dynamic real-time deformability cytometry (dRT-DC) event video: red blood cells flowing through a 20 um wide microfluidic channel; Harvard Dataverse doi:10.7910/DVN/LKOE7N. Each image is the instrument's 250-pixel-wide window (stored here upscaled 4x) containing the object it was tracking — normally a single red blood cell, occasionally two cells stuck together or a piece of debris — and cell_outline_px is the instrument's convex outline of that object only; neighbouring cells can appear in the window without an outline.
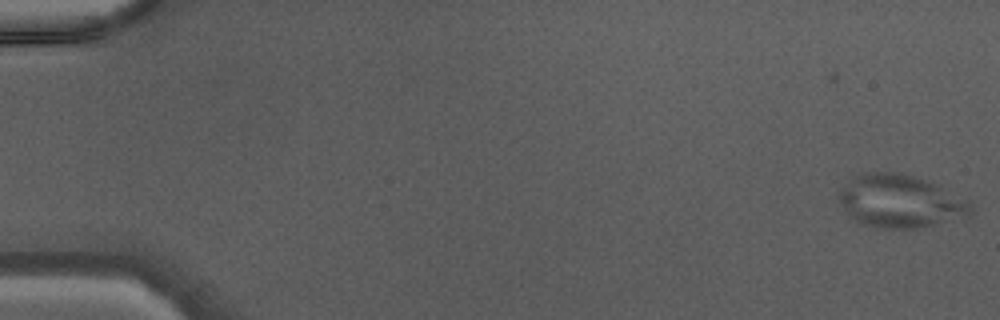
{"species": "Egyptian fruit bat (a non-hibernating species)", "species_latin": "Rousettus aegyptiacus", "temperature_condition": "warm", "stored_images_in_passage": 46, "camera_frame_rate_fps": 3000, "um_per_image_px": 0.085, "animal": {"sex": "male"}, "frame": {"image": 1, "passage_image": 1, "time_ms": 0.0, "image_size_px": [1000, 320], "cell_outline_px": [[972, 216], [916, 228], [880, 228], [864, 224], [848, 216], [840, 200], [840, 188], [856, 176], [864, 172], [896, 172], [932, 184], [964, 200], [972, 208]], "centroid_in_image_um": [76.46, 17.14], "position_along_channel_um": 8.5, "area_um2": 39.36}}
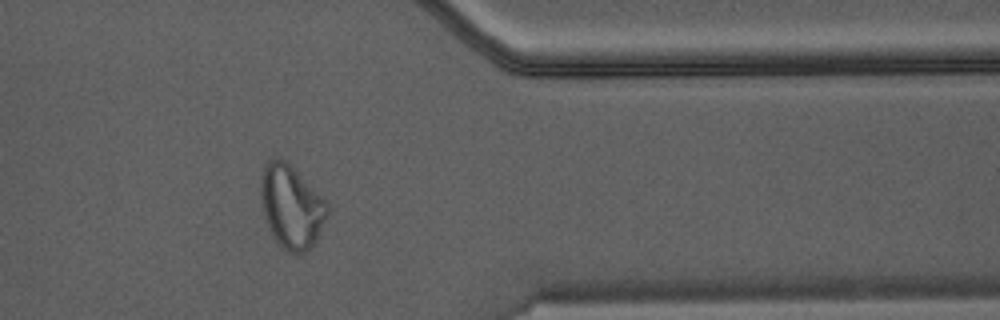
{"frame": {"image": 2, "passage_image": 38, "time_ms": 12.333, "image_size_px": [1000, 320], "cell_outline_px": [[328, 212], [320, 236], [304, 252], [288, 252], [280, 248], [264, 216], [260, 196], [260, 176], [264, 164], [272, 156], [276, 156], [284, 160], [328, 204]], "centroid_in_image_um": [24.73, 17.56], "position_along_channel_um": 386.7, "area_um2": 31.85}}